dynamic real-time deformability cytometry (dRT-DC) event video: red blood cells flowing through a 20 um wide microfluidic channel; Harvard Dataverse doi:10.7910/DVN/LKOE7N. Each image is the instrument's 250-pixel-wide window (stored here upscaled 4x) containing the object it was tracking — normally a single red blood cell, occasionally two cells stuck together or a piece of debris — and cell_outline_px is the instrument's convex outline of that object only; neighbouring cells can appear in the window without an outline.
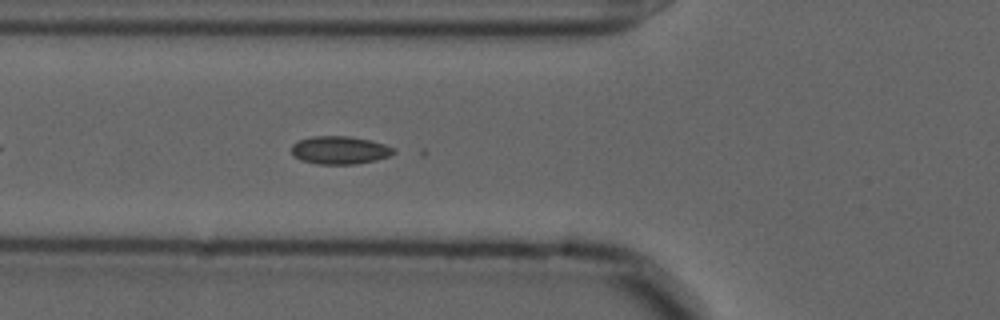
{"species": "common noctule bat (a hibernating species)", "species_latin": "Nyctalus noctula", "temperature_condition": "cold", "stored_images_in_passage": 40, "camera_frame_rate_fps": 3000, "um_per_image_px": 0.085, "animal": {"sex": "male", "forearm_length_mm": 52.5}, "frame": {"image": 1, "passage_image": 3, "time_ms": 0.667, "image_size_px": [1000, 320], "cell_outline_px": [[396, 152], [388, 156], [376, 160], [356, 164], [316, 164], [300, 160], [292, 156], [292, 144], [300, 140], [312, 136], [348, 136], [368, 140], [384, 144], [396, 148]], "centroid_in_image_um": [28.86, 12.77], "position_along_channel_um": 96.9, "area_um2": 16.7}}
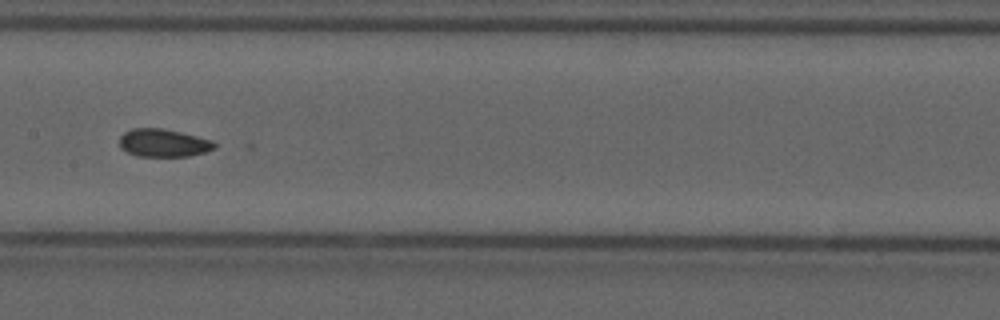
{"frame": {"image": 2, "passage_image": 11, "time_ms": 3.333, "image_size_px": [1000, 320], "cell_outline_px": [[216, 148], [204, 152], [188, 156], [136, 156], [120, 148], [120, 136], [124, 132], [132, 128], [164, 128], [212, 140], [216, 144]], "centroid_in_image_um": [13.87, 12.14], "position_along_channel_um": 193.5, "area_um2": 15.43}}
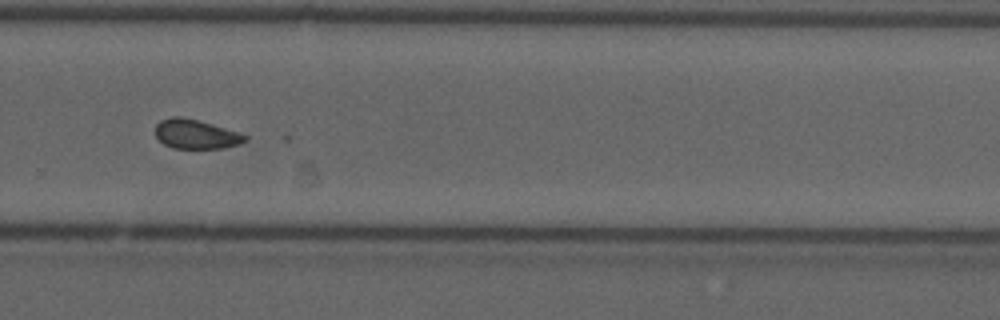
{"frame": {"image": 3, "passage_image": 21, "time_ms": 6.667, "image_size_px": [1000, 320], "cell_outline_px": [[248, 140], [240, 144], [224, 148], [172, 148], [164, 144], [156, 136], [156, 124], [160, 120], [172, 116], [180, 116], [200, 120], [248, 136]], "centroid_in_image_um": [16.64, 11.4], "position_along_channel_um": 313.2, "area_um2": 15.32}, "authors_computed_cell_mechanics": {"area_um2": 16.0395, "velocity_mm_per_s": 3.612, "shape_relaxation_time_tau1_ms": null, "shape_relaxation_time_tau2_ms": 3.4813, "deformation_change_tau1": null, "deformation_change_tau2": 0.0541}}